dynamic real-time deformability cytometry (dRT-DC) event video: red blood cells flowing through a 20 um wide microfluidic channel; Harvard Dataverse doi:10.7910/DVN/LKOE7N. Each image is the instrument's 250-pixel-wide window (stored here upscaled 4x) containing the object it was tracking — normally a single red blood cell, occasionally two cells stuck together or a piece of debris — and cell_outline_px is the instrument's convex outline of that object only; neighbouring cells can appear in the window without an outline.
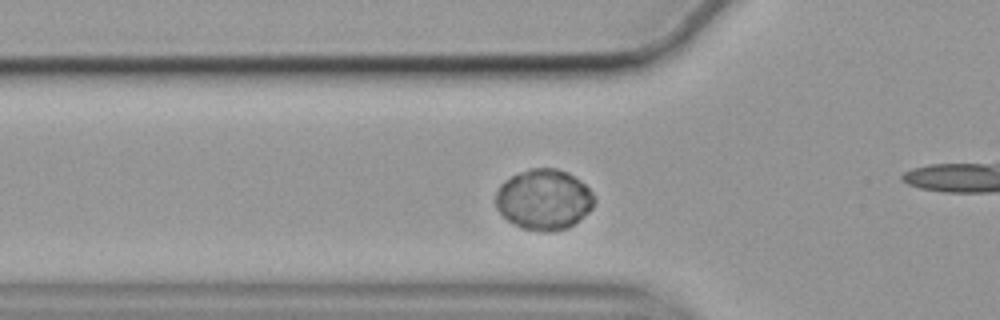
{"species": "common noctule bat (a hibernating species)", "species_latin": "Nyctalus noctula", "temperature_condition": "cold", "stored_images_in_passage": 10, "camera_frame_rate_fps": 3000, "um_per_image_px": 0.085, "animal": {"sex": "female", "body_mass_g": 19.9}, "frame": {"image": 1, "passage_image": 4, "time_ms": 1.0, "image_size_px": [1000, 320], "cell_outline_px": [[596, 200], [592, 208], [588, 212], [568, 228], [548, 232], [544, 232], [520, 228], [508, 220], [496, 208], [496, 192], [500, 184], [504, 180], [520, 172], [532, 168], [556, 168], [568, 172], [580, 180], [592, 192]], "centroid_in_image_um": [46.23, 16.96], "position_along_channel_um": 79.6, "area_um2": 34.85}}
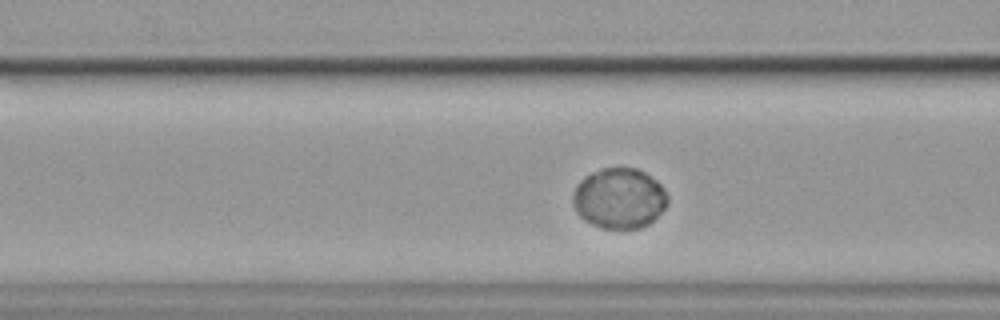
{"frame": {"image": 2, "passage_image": 7, "time_ms": 2.0, "image_size_px": [1000, 320], "cell_outline_px": [[668, 204], [648, 224], [640, 228], [600, 228], [584, 220], [576, 212], [572, 204], [572, 196], [576, 184], [584, 176], [592, 172], [604, 168], [636, 168], [644, 172], [656, 180], [664, 188], [668, 196]], "centroid_in_image_um": [52.61, 16.85], "position_along_channel_um": 114.0, "area_um2": 33.47}}